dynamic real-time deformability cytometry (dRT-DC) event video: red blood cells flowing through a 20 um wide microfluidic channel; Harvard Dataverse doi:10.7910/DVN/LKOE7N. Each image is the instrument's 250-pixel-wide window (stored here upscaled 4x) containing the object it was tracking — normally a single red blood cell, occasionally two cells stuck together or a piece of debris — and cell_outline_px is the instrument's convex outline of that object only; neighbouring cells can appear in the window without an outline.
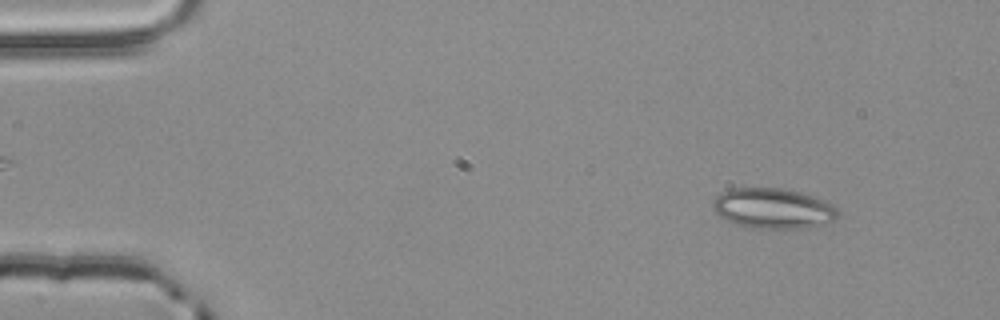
{"species": "common noctule bat (a hibernating species)", "species_latin": "Nyctalus noctula", "temperature_condition": "room temperature", "stored_images_in_passage": 52, "camera_frame_rate_fps": 3000, "um_per_image_px": 0.085, "animal": {"sex": "male", "body_mass_g": 20.4}, "frame": {"image": 1, "passage_image": 4, "time_ms": 1.0, "image_size_px": [1000, 320], "cell_outline_px": [[840, 216], [836, 220], [800, 228], [748, 228], [728, 220], [720, 216], [712, 208], [712, 200], [720, 192], [728, 188], [780, 188], [800, 192], [824, 200], [832, 204], [840, 212]], "centroid_in_image_um": [65.69, 17.7], "position_along_channel_um": 19.3, "area_um2": 29.36}}
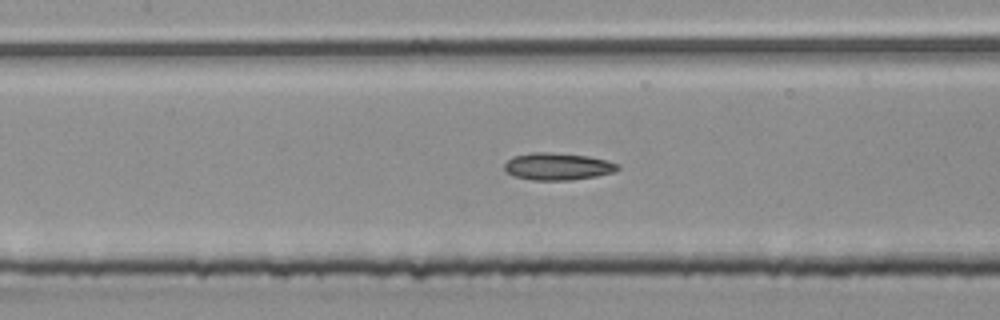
{"frame": {"image": 2, "passage_image": 23, "time_ms": 7.333, "image_size_px": [1000, 320], "cell_outline_px": [[620, 168], [612, 172], [596, 176], [568, 180], [532, 180], [512, 176], [504, 168], [504, 164], [512, 156], [532, 152], [548, 152], [588, 156], [608, 160], [620, 164]], "centroid_in_image_um": [47.39, 14.14], "position_along_channel_um": 160.0, "area_um2": 17.98}}
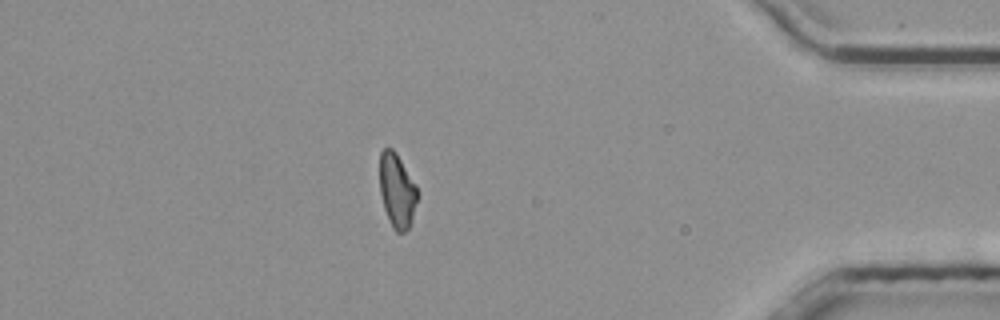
{"frame": {"image": 3, "passage_image": 45, "time_ms": 14.667, "image_size_px": [1000, 320], "cell_outline_px": [[416, 200], [412, 216], [408, 228], [404, 232], [396, 232], [392, 228], [384, 208], [380, 192], [380, 152], [384, 148], [392, 148], [396, 152], [416, 184]], "centroid_in_image_um": [33.72, 16.17], "position_along_channel_um": 401.5, "area_um2": 16.01}}